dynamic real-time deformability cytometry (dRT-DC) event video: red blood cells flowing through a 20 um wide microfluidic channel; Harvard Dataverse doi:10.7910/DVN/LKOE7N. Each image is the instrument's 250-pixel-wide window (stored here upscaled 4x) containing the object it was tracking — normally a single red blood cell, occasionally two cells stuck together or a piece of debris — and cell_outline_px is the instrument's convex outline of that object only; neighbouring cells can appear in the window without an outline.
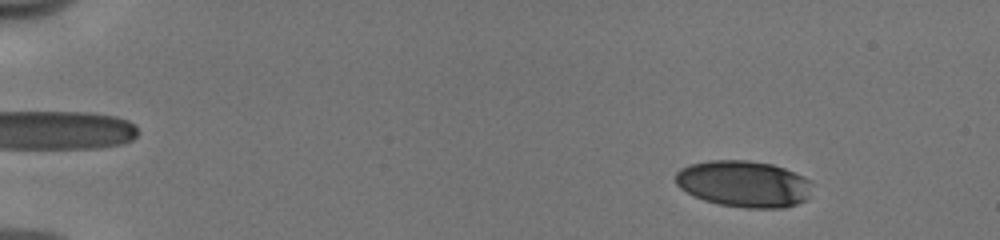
{"species": "human", "species_latin": "Homo sapiens", "temperature_condition": "cold", "stored_images_in_passage": 53, "camera_frame_rate_fps": 3000, "um_per_image_px": 0.085, "donor": {"sex": "male"}, "frame": {"image": 1, "passage_image": 7, "time_ms": 2.0, "image_size_px": [1000, 240], "cell_outline_px": [[812, 180], [808, 200], [784, 208], [744, 208], [720, 204], [704, 200], [680, 188], [676, 184], [676, 172], [680, 168], [688, 164], [708, 160], [748, 160], [772, 164], [784, 168]], "centroid_in_image_um": [63.24, 15.62], "position_along_channel_um": 21.8, "area_um2": 37.22}}
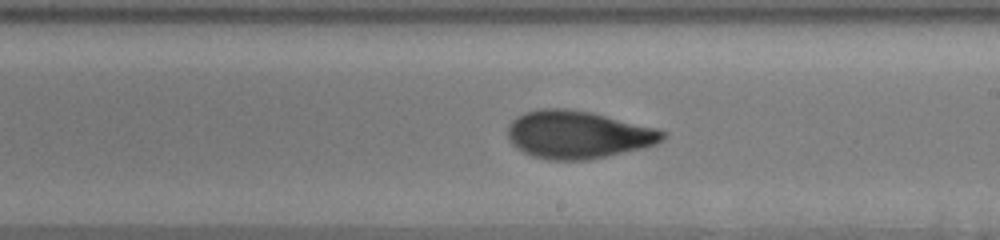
{"frame": {"image": 2, "passage_image": 33, "time_ms": 10.667, "image_size_px": [1000, 240], "cell_outline_px": [[668, 136], [664, 140], [656, 144], [644, 148], [608, 156], [588, 160], [548, 160], [532, 156], [516, 148], [508, 140], [508, 124], [516, 116], [524, 112], [540, 108], [568, 108], [588, 112], [656, 128], [668, 132]], "centroid_in_image_um": [49.12, 11.45], "position_along_channel_um": 239.9, "area_um2": 43.41}}
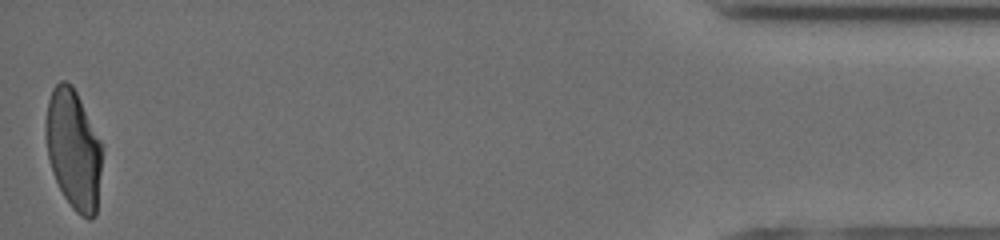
{"frame": {"image": 3, "passage_image": 53, "time_ms": 17.333, "image_size_px": [1000, 240], "cell_outline_px": [[100, 172], [96, 216], [88, 220], [80, 216], [72, 208], [64, 196], [52, 172], [48, 156], [44, 132], [44, 120], [48, 100], [52, 88], [60, 80], [64, 80], [72, 84], [100, 140]], "centroid_in_image_um": [6.2, 12.69], "position_along_channel_um": 429.0, "area_um2": 39.13}, "authors_computed_cell_mechanics": {"area_um2": 40.6334, "velocity_mm_per_s": 3.9738, "shape_relaxation_time_tau1_ms": 4.5498, "shape_relaxation_time_tau2_ms": 1.1356, "deformation_change_tau1": 0.1784, "deformation_change_tau2": 0.0654}}